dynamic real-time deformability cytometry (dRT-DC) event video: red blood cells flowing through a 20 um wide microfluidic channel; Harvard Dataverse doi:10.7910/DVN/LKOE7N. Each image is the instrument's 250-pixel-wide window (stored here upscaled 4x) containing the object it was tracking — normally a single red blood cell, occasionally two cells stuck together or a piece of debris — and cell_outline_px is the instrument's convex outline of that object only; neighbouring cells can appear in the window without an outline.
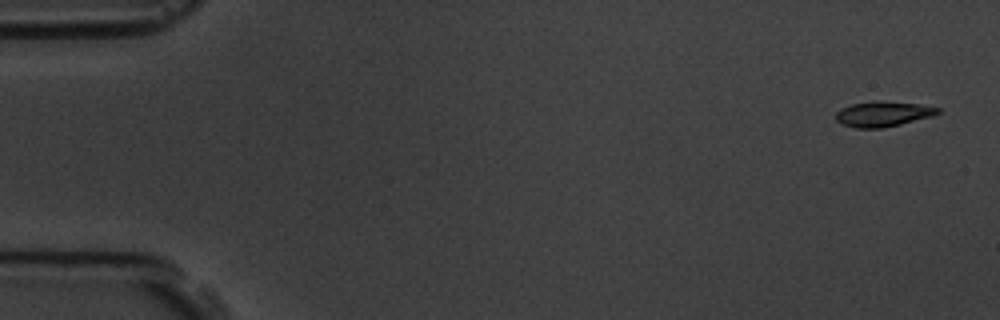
{"species": "common noctule bat (a hibernating species)", "species_latin": "Nyctalus noctula", "temperature_condition": "room temperature", "stored_images_in_passage": 15, "camera_frame_rate_fps": 3000, "um_per_image_px": 0.085, "animal": {"sex": "male", "body_mass_g": 19.5, "forearm_length_mm": 54.6}, "frame": {"image": 1, "passage_image": 1, "time_ms": 0.0, "image_size_px": [1000, 320], "cell_outline_px": [[940, 112], [932, 116], [900, 124], [880, 128], [856, 128], [840, 124], [836, 120], [836, 112], [840, 108], [852, 104], [920, 104], [940, 108]], "centroid_in_image_um": [75.02, 9.75], "position_along_channel_um": 10.0, "area_um2": 14.05}}
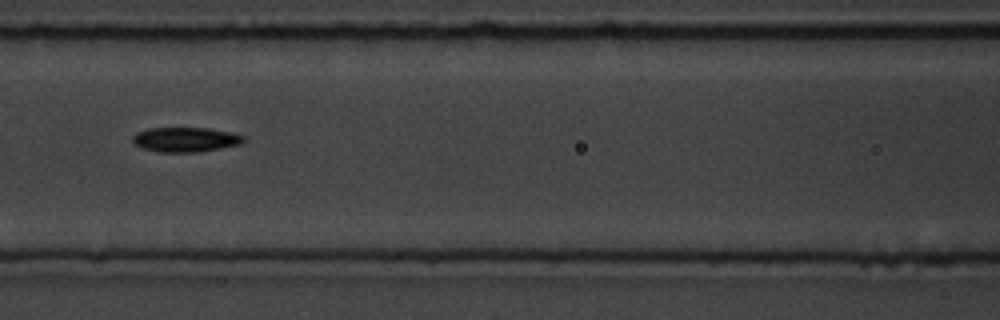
{"frame": {"image": 2, "passage_image": 7, "time_ms": 7.667, "image_size_px": [1000, 320], "cell_outline_px": [[244, 140], [240, 144], [200, 152], [156, 152], [144, 148], [136, 144], [132, 140], [132, 136], [136, 132], [148, 128], [208, 128], [228, 132], [244, 136]], "centroid_in_image_um": [15.73, 11.86], "position_along_channel_um": 150.9, "area_um2": 15.84}}
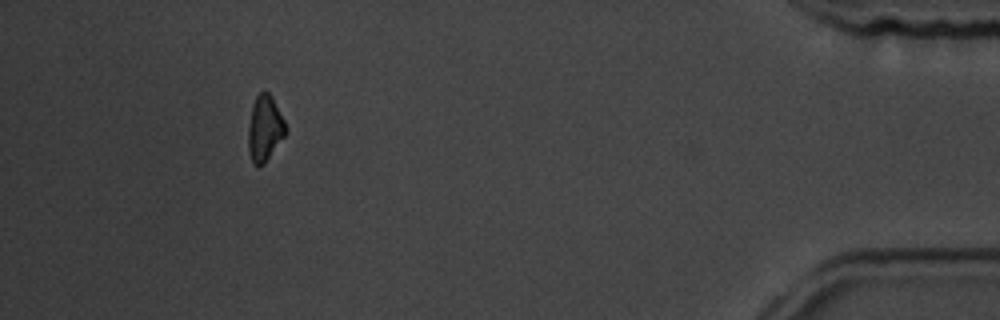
{"frame": {"image": 3, "passage_image": 14, "time_ms": 16.667, "image_size_px": [1000, 320], "cell_outline_px": [[288, 132], [264, 164], [252, 164], [248, 152], [248, 128], [252, 104], [256, 96], [260, 92], [268, 92], [272, 96], [284, 120]], "centroid_in_image_um": [22.5, 10.92], "position_along_channel_um": 412.7, "area_um2": 14.45}, "authors_computed_cell_mechanics": {"area_um2": 15.2592, "velocity_mm_per_s": 3.6065, "shape_relaxation_time_tau1_ms": 2.4534, "shape_relaxation_time_tau2_ms": 6.3521, "deformation_change_tau1": 0.0819, "deformation_change_tau2": 0.1141}}